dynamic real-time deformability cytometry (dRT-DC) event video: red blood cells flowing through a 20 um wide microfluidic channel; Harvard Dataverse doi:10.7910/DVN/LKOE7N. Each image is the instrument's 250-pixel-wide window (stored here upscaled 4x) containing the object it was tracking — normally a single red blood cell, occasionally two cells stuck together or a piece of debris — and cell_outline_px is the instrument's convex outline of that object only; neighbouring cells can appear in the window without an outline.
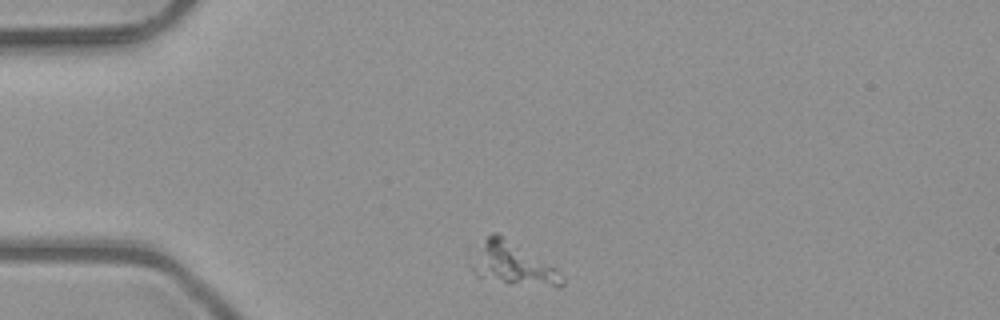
{"species": "common noctule bat (a hibernating species)", "species_latin": "Nyctalus noctula", "temperature_condition": "room temperature", "stored_images_in_passage": 2, "camera_frame_rate_fps": 3000, "um_per_image_px": 0.085, "animal": {"sex": "male", "body_mass_g": 23.1, "forearm_length_mm": 52.7}, "frame": {"image": 1, "passage_image": 1, "time_ms": 0.0, "image_size_px": [1000, 320], "cell_outline_px": [[564, 284], [552, 284], [504, 280], [476, 276], [468, 264], [484, 240], [492, 232], [496, 232], [556, 268], [564, 280]], "centroid_in_image_um": [43.47, 22.35], "position_along_channel_um": 41.5, "area_um2": 20.58}}